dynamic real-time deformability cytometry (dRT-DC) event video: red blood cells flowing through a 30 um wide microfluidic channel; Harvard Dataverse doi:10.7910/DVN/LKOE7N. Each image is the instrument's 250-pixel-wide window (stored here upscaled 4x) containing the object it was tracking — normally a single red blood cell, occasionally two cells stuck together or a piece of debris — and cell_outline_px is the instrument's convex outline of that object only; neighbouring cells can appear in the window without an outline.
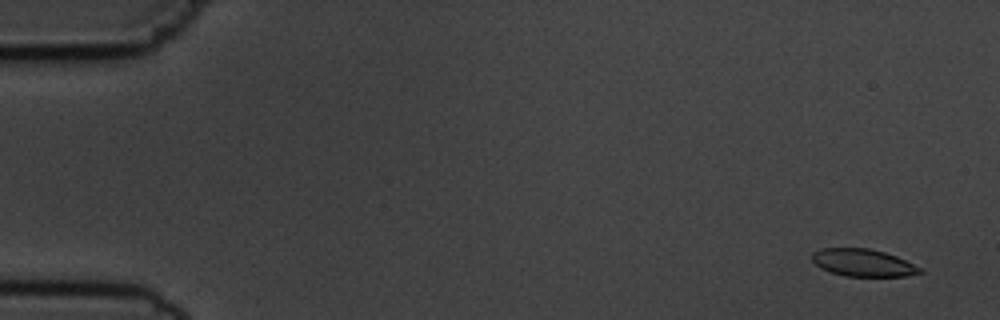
{"species": "common noctule bat (a hibernating species)", "species_latin": "Nyctalus noctula", "temperature_condition": "cold", "stored_images_in_passage": 5, "camera_frame_rate_fps": 3000, "um_per_image_px": 0.085, "animal": {"sex": "male", "body_mass_g": 19.5, "forearm_length_mm": 54.6}, "frame": {"image": 1, "passage_image": 1, "time_ms": 0.0, "image_size_px": [1000, 320], "cell_outline_px": [[924, 272], [908, 276], [844, 276], [820, 268], [812, 260], [812, 252], [820, 248], [868, 248], [884, 252], [896, 256], [920, 268]], "centroid_in_image_um": [73.33, 22.33], "position_along_channel_um": 11.7, "area_um2": 17.11}}